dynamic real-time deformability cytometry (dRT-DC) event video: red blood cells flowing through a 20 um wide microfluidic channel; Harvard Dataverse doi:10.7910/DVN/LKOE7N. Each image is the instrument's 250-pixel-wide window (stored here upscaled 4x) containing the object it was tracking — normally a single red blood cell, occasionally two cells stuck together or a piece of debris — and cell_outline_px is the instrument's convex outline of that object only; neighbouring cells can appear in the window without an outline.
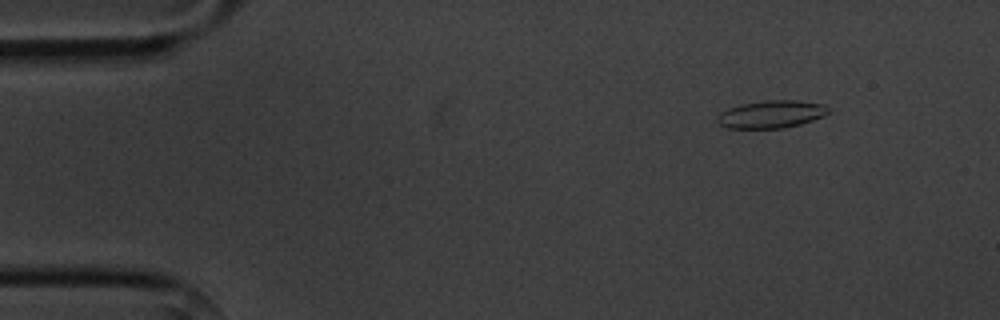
{"species": "common noctule bat (a hibernating species)", "species_latin": "Nyctalus noctula", "temperature_condition": "cold", "stored_images_in_passage": 4, "camera_frame_rate_fps": 3000, "um_per_image_px": 0.085, "animal": {"sex": "male", "body_mass_g": 20.1, "forearm_length_mm": 53.5}, "frame": {"image": 1, "passage_image": 1, "time_ms": 0.0, "image_size_px": [1000, 320], "cell_outline_px": [[828, 112], [824, 116], [800, 124], [784, 128], [728, 128], [720, 124], [716, 120], [716, 116], [720, 112], [728, 108], [740, 104], [768, 100], [800, 100], [824, 104], [828, 108]], "centroid_in_image_um": [65.54, 9.7], "position_along_channel_um": 19.5, "area_um2": 17.92}}